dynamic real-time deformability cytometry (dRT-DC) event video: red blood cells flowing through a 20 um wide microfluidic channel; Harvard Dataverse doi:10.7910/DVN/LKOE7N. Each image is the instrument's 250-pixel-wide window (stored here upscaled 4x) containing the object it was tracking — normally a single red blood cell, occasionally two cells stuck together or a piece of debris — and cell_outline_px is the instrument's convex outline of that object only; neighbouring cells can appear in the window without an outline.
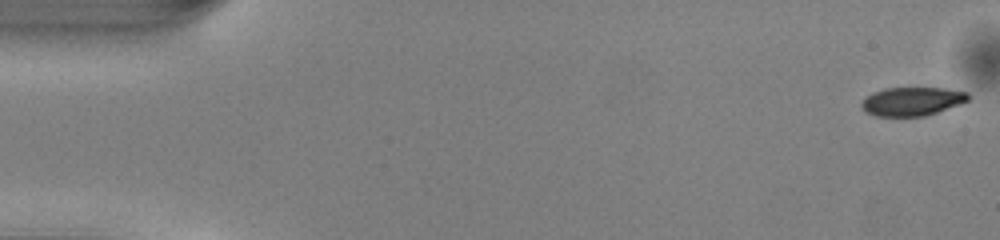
{"species": "common noctule bat (a hibernating species)", "species_latin": "Nyctalus noctula", "temperature_condition": "warm", "stored_images_in_passage": 13, "camera_frame_rate_fps": 3000, "um_per_image_px": 0.085, "animal": {"sex": "male", "body_mass_g": 13.0, "forearm_length_mm": 53.1}, "frame": {"image": 1, "passage_image": 1, "time_ms": 0.0, "image_size_px": [1000, 240], "cell_outline_px": [[968, 100], [960, 104], [924, 116], [876, 116], [864, 112], [860, 104], [868, 96], [884, 88], [944, 88], [968, 92]], "centroid_in_image_um": [77.52, 8.62], "position_along_channel_um": 7.5, "area_um2": 17.57}}
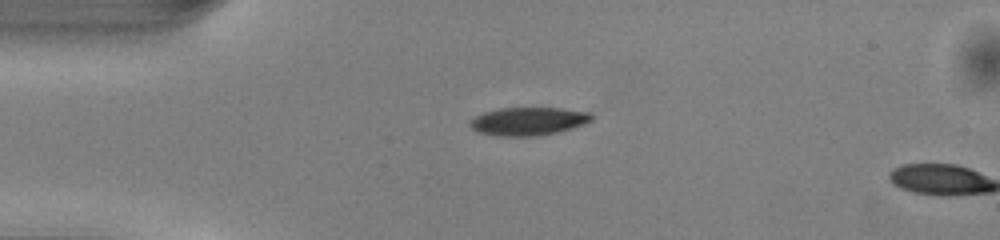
{"frame": {"image": 2, "passage_image": 12, "time_ms": 3.667, "image_size_px": [1000, 240], "cell_outline_px": [[592, 120], [584, 124], [572, 128], [540, 136], [496, 136], [476, 132], [468, 124], [476, 116], [484, 112], [500, 108], [560, 108], [592, 112]], "centroid_in_image_um": [44.91, 10.31], "position_along_channel_um": 40.1, "area_um2": 20.0}}